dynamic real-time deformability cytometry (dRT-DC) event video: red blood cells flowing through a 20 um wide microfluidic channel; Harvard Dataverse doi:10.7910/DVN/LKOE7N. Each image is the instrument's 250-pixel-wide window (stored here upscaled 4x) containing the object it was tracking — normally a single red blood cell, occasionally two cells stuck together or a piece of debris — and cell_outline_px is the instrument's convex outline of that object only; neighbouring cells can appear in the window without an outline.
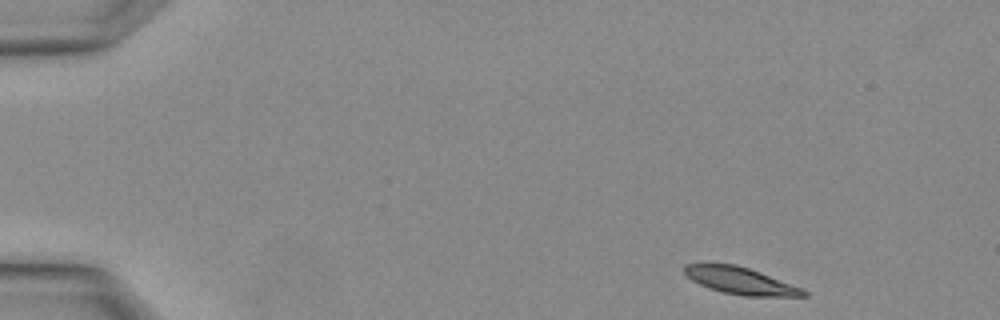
{"species": "Egyptian fruit bat (a non-hibernating species)", "species_latin": "Rousettus aegyptiacus", "temperature_condition": "warm", "stored_images_in_passage": 3, "segment_of_instrument_passage": [2, 2], "camera_frame_rate_fps": 3000, "um_per_image_px": 0.085, "animal": {"sex": "female"}, "frame": {"image": 1, "passage_image": 3, "time_ms": 0.667, "image_size_px": [1000, 320], "cell_outline_px": [[808, 296], [744, 296], [724, 292], [708, 288], [692, 280], [684, 272], [684, 264], [704, 260], [736, 264], [760, 272], [800, 288], [808, 292]], "centroid_in_image_um": [62.81, 23.8], "position_along_channel_um": 22.2, "area_um2": 19.07}}